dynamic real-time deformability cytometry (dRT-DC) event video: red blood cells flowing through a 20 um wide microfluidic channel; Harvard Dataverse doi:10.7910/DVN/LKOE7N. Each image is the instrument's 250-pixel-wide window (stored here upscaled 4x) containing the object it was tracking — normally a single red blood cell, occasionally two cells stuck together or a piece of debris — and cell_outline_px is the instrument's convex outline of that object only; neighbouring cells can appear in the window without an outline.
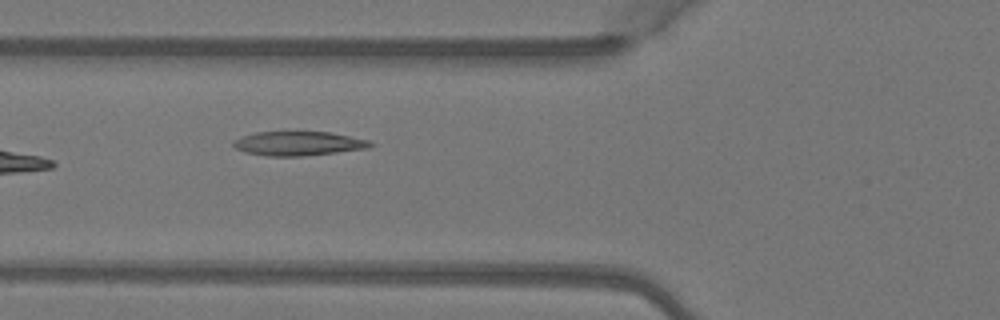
{"species": "Egyptian fruit bat (a non-hibernating species)", "species_latin": "Rousettus aegyptiacus", "temperature_condition": "warm", "stored_images_in_passage": 7, "camera_frame_rate_fps": 3000, "um_per_image_px": 0.085, "animal": {"sex": "female"}, "frame": {"image": 1, "passage_image": 6, "time_ms": 1.667, "image_size_px": [1000, 320], "cell_outline_px": [[376, 144], [368, 148], [336, 152], [300, 156], [264, 156], [244, 152], [236, 148], [232, 144], [232, 140], [256, 132], [328, 132], [368, 140]], "centroid_in_image_um": [25.33, 12.2], "position_along_channel_um": 100.5, "area_um2": 19.13}}
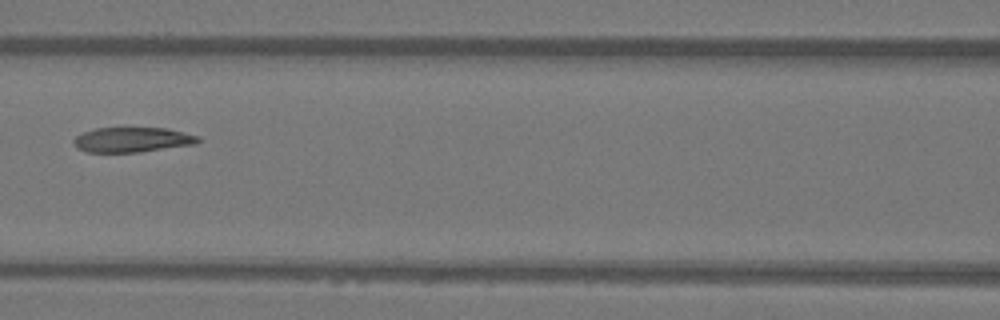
{"frame": {"image": 2, "passage_image": 7, "time_ms": 2.0, "image_size_px": [1000, 320], "cell_outline_px": [[200, 140], [196, 144], [140, 152], [88, 152], [76, 148], [72, 144], [72, 140], [76, 136], [84, 132], [96, 128], [168, 128], [200, 136]], "centroid_in_image_um": [11.24, 11.88], "position_along_channel_um": 155.4, "area_um2": 18.21}}